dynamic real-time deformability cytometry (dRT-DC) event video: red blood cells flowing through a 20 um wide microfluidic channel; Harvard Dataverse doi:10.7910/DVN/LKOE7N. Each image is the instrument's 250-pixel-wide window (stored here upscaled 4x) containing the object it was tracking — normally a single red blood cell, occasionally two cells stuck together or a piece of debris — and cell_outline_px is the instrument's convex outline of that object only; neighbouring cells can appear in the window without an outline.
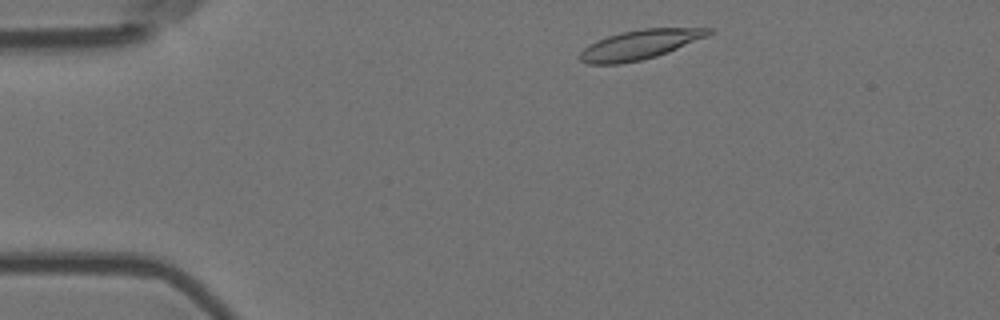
{"species": "Egyptian fruit bat (a non-hibernating species)", "species_latin": "Rousettus aegyptiacus", "temperature_condition": "room temperature", "stored_images_in_passage": 50, "camera_frame_rate_fps": 3000, "um_per_image_px": 0.085, "animal": {"sex": "female"}, "frame": {"image": 1, "passage_image": 3, "time_ms": 0.667, "image_size_px": [1000, 320], "cell_outline_px": [[716, 28], [708, 36], [668, 52], [656, 56], [640, 60], [620, 64], [588, 64], [580, 60], [576, 56], [588, 44], [596, 40], [620, 32], [644, 28]], "centroid_in_image_um": [54.35, 3.79], "position_along_channel_um": 30.6, "area_um2": 22.2}}
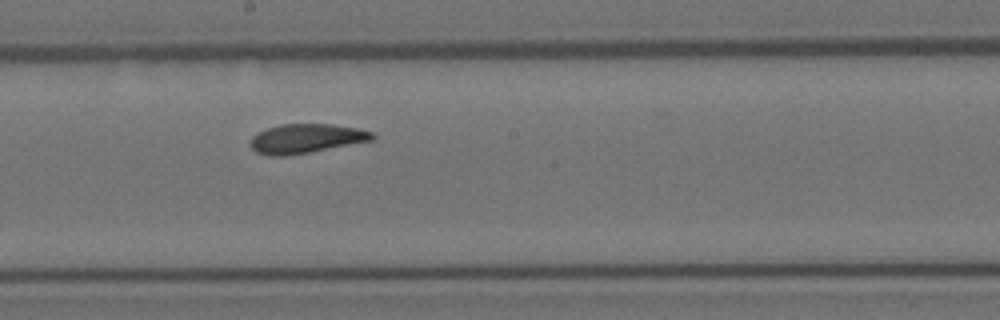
{"frame": {"image": 2, "passage_image": 24, "time_ms": 7.667, "image_size_px": [1000, 320], "cell_outline_px": [[376, 136], [372, 140], [308, 152], [284, 156], [268, 156], [256, 152], [248, 144], [248, 140], [256, 132], [280, 124], [332, 124], [356, 128], [372, 132]], "centroid_in_image_um": [25.94, 11.77], "position_along_channel_um": 222.3, "area_um2": 20.75}}
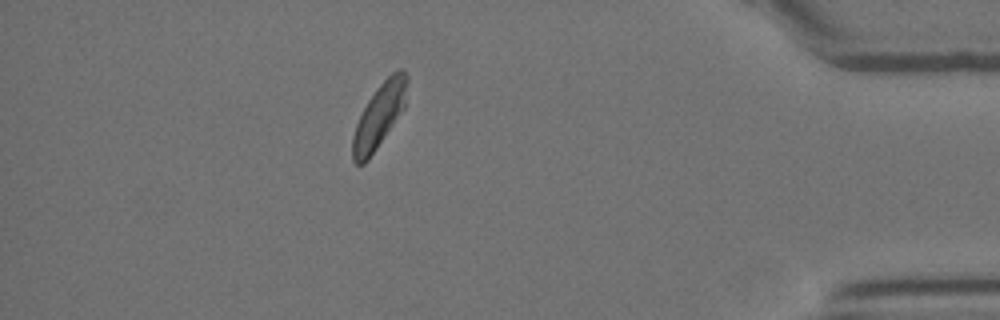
{"frame": {"image": 3, "passage_image": 43, "time_ms": 14.0, "image_size_px": [1000, 320], "cell_outline_px": [[408, 80], [404, 108], [368, 160], [364, 164], [356, 164], [352, 160], [352, 136], [356, 124], [368, 100], [376, 88], [392, 72], [400, 68], [404, 68], [408, 76]], "centroid_in_image_um": [32.23, 9.81], "position_along_channel_um": 403.0, "area_um2": 20.17}, "authors_computed_cell_mechanics": {"area_um2": 20.9814, "velocity_mm_per_s": 3.5396, "shape_relaxation_time_tau1_ms": 4.1143, "shape_relaxation_time_tau2_ms": 2.109, "deformation_change_tau1": 0.1495, "deformation_change_tau2": 0.0585}}